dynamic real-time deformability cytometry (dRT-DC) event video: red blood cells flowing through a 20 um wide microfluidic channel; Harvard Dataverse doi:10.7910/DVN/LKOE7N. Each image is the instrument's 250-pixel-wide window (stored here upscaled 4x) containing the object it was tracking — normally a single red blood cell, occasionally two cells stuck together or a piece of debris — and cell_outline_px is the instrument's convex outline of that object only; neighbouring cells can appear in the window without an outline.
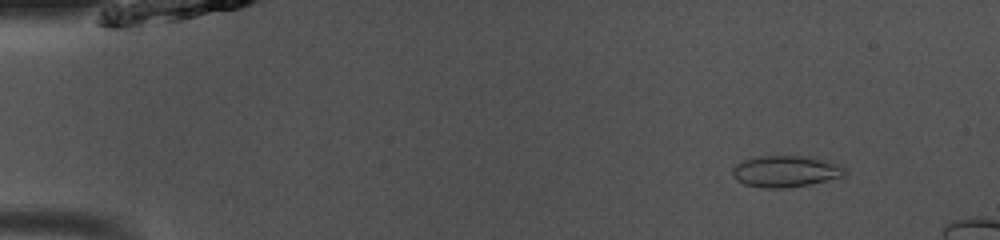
{"species": "common noctule bat (a hibernating species)", "species_latin": "Nyctalus noctula", "temperature_condition": "room temperature", "stored_images_in_passage": 47, "camera_frame_rate_fps": 3000, "um_per_image_px": 0.085, "animal": {"sex": "male", "body_mass_g": 13.0, "forearm_length_mm": 53.1}, "frame": {"image": 1, "passage_image": 6, "time_ms": 1.667, "image_size_px": [1000, 240], "cell_outline_px": [[848, 172], [844, 176], [808, 184], [784, 188], [764, 188], [744, 184], [736, 180], [732, 176], [732, 168], [736, 164], [744, 160], [760, 156], [808, 156], [828, 160], [840, 164], [848, 168]], "centroid_in_image_um": [66.81, 14.55], "position_along_channel_um": 18.2, "area_um2": 20.81}}
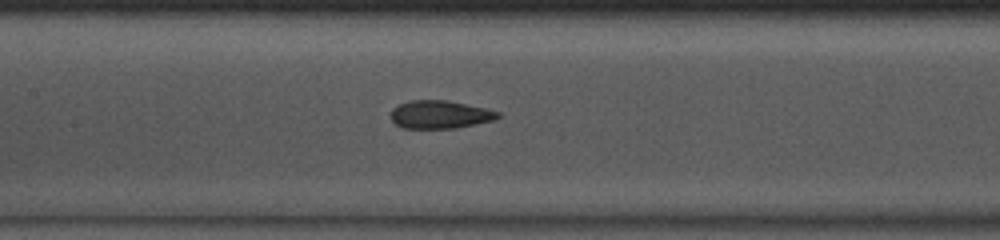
{"frame": {"image": 2, "passage_image": 24, "time_ms": 7.667, "image_size_px": [1000, 240], "cell_outline_px": [[504, 116], [496, 120], [456, 128], [404, 128], [396, 124], [392, 120], [392, 108], [400, 104], [412, 100], [444, 100], [484, 108], [500, 112]], "centroid_in_image_um": [37.45, 9.74], "position_along_channel_um": 169.9, "area_um2": 17.4}}
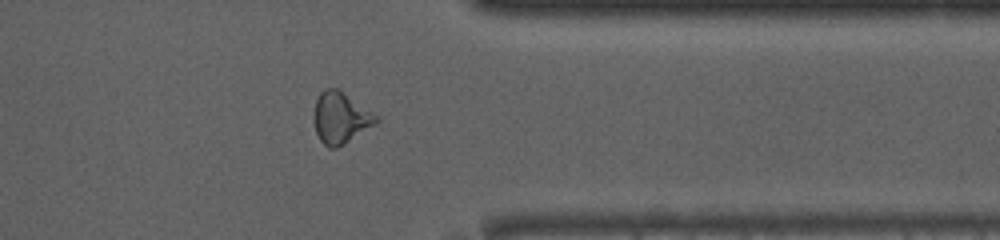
{"frame": {"image": 3, "passage_image": 40, "time_ms": 13.0, "image_size_px": [1000, 240], "cell_outline_px": [[380, 120], [376, 124], [344, 144], [336, 148], [328, 148], [320, 140], [316, 132], [312, 120], [312, 116], [316, 100], [320, 92], [324, 88], [336, 88], [380, 116]], "centroid_in_image_um": [28.94, 10.02], "position_along_channel_um": 382.5, "area_um2": 18.84}}